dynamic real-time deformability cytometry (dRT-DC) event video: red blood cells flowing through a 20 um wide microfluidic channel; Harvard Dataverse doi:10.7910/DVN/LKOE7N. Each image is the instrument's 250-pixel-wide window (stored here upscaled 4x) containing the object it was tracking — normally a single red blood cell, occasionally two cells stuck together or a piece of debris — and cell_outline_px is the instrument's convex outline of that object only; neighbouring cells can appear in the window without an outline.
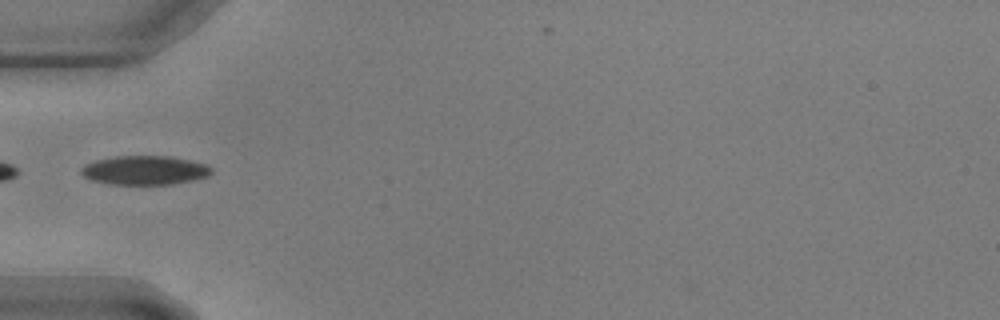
{"species": "common noctule bat (a hibernating species)", "species_latin": "Nyctalus noctula", "temperature_condition": "warm", "stored_images_in_passage": 21, "camera_frame_rate_fps": 3000, "um_per_image_px": 0.085, "animal": {"sex": "male", "body_mass_g": 17.9, "forearm_length_mm": 54.2}, "frame": {"image": 1, "passage_image": 1, "time_ms": 0.0, "image_size_px": [1000, 320], "cell_outline_px": [[212, 172], [208, 176], [192, 180], [172, 184], [112, 184], [92, 180], [84, 176], [80, 172], [80, 168], [84, 164], [96, 160], [116, 156], [168, 156], [208, 164], [212, 168]], "centroid_in_image_um": [12.29, 14.46], "position_along_channel_um": 72.7, "area_um2": 21.96}}
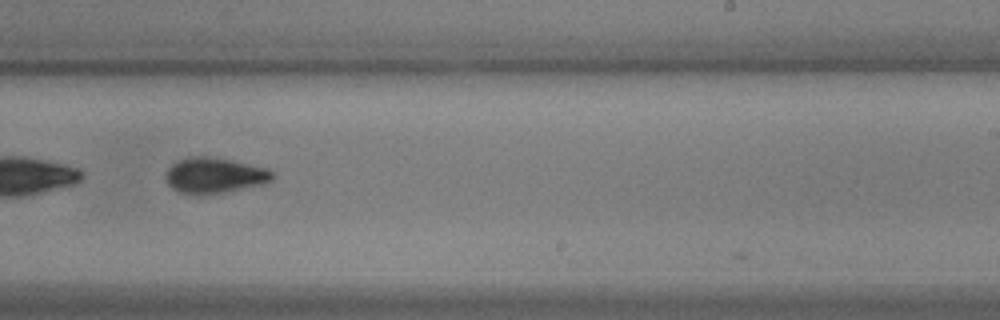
{"frame": {"image": 2, "passage_image": 18, "time_ms": 5.667, "image_size_px": [1000, 320], "cell_outline_px": [[276, 176], [272, 180], [264, 184], [224, 192], [200, 196], [180, 192], [172, 188], [168, 184], [164, 176], [168, 168], [176, 160], [192, 156], [208, 156], [268, 168]], "centroid_in_image_um": [18.21, 14.92], "position_along_channel_um": 270.8, "area_um2": 22.31}}